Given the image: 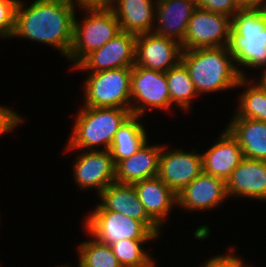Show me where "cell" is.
<instances>
[{"label":"cell","mask_w":266,"mask_h":267,"mask_svg":"<svg viewBox=\"0 0 266 267\" xmlns=\"http://www.w3.org/2000/svg\"><path fill=\"white\" fill-rule=\"evenodd\" d=\"M155 6L159 28L153 32L182 44L197 4L191 0H156Z\"/></svg>","instance_id":"e0dca14e"},{"label":"cell","mask_w":266,"mask_h":267,"mask_svg":"<svg viewBox=\"0 0 266 267\" xmlns=\"http://www.w3.org/2000/svg\"><path fill=\"white\" fill-rule=\"evenodd\" d=\"M259 82H257L263 89L266 90V69H264V72L260 79H258Z\"/></svg>","instance_id":"836d02e7"},{"label":"cell","mask_w":266,"mask_h":267,"mask_svg":"<svg viewBox=\"0 0 266 267\" xmlns=\"http://www.w3.org/2000/svg\"><path fill=\"white\" fill-rule=\"evenodd\" d=\"M132 115L131 108H95L84 106L78 113L73 134L67 147L70 149L97 150L93 147L102 145L103 150H110L115 133ZM92 148V149H91Z\"/></svg>","instance_id":"277c9868"},{"label":"cell","mask_w":266,"mask_h":267,"mask_svg":"<svg viewBox=\"0 0 266 267\" xmlns=\"http://www.w3.org/2000/svg\"><path fill=\"white\" fill-rule=\"evenodd\" d=\"M232 18L196 7L188 23L182 49L226 47L230 40Z\"/></svg>","instance_id":"ba28073f"},{"label":"cell","mask_w":266,"mask_h":267,"mask_svg":"<svg viewBox=\"0 0 266 267\" xmlns=\"http://www.w3.org/2000/svg\"><path fill=\"white\" fill-rule=\"evenodd\" d=\"M75 5L73 0H35L26 9L19 0L12 37L55 46L68 58L73 42Z\"/></svg>","instance_id":"6da1fadb"},{"label":"cell","mask_w":266,"mask_h":267,"mask_svg":"<svg viewBox=\"0 0 266 267\" xmlns=\"http://www.w3.org/2000/svg\"><path fill=\"white\" fill-rule=\"evenodd\" d=\"M19 0H0V38L12 37Z\"/></svg>","instance_id":"83f0119b"},{"label":"cell","mask_w":266,"mask_h":267,"mask_svg":"<svg viewBox=\"0 0 266 267\" xmlns=\"http://www.w3.org/2000/svg\"><path fill=\"white\" fill-rule=\"evenodd\" d=\"M132 68L90 72L84 82L86 107L130 108Z\"/></svg>","instance_id":"8992f818"},{"label":"cell","mask_w":266,"mask_h":267,"mask_svg":"<svg viewBox=\"0 0 266 267\" xmlns=\"http://www.w3.org/2000/svg\"><path fill=\"white\" fill-rule=\"evenodd\" d=\"M136 38V35L122 31L89 53L75 68L90 72L132 68L135 65Z\"/></svg>","instance_id":"30bf717a"},{"label":"cell","mask_w":266,"mask_h":267,"mask_svg":"<svg viewBox=\"0 0 266 267\" xmlns=\"http://www.w3.org/2000/svg\"><path fill=\"white\" fill-rule=\"evenodd\" d=\"M151 240H121L111 244L113 254L122 267H155V262L142 244Z\"/></svg>","instance_id":"4316f807"},{"label":"cell","mask_w":266,"mask_h":267,"mask_svg":"<svg viewBox=\"0 0 266 267\" xmlns=\"http://www.w3.org/2000/svg\"><path fill=\"white\" fill-rule=\"evenodd\" d=\"M166 80L171 106L175 103L182 110H188L191 105V100L197 95V92L185 65L180 61L176 66L170 68L166 72Z\"/></svg>","instance_id":"cb8c5ba5"},{"label":"cell","mask_w":266,"mask_h":267,"mask_svg":"<svg viewBox=\"0 0 266 267\" xmlns=\"http://www.w3.org/2000/svg\"><path fill=\"white\" fill-rule=\"evenodd\" d=\"M193 2H195L196 4H198L199 0H191Z\"/></svg>","instance_id":"e575fe53"},{"label":"cell","mask_w":266,"mask_h":267,"mask_svg":"<svg viewBox=\"0 0 266 267\" xmlns=\"http://www.w3.org/2000/svg\"><path fill=\"white\" fill-rule=\"evenodd\" d=\"M147 142L133 155L116 164L117 183L133 185L141 180L158 176L162 146H150Z\"/></svg>","instance_id":"d6986e66"},{"label":"cell","mask_w":266,"mask_h":267,"mask_svg":"<svg viewBox=\"0 0 266 267\" xmlns=\"http://www.w3.org/2000/svg\"><path fill=\"white\" fill-rule=\"evenodd\" d=\"M79 267H122L110 245L95 239L82 242L79 247Z\"/></svg>","instance_id":"484cf974"},{"label":"cell","mask_w":266,"mask_h":267,"mask_svg":"<svg viewBox=\"0 0 266 267\" xmlns=\"http://www.w3.org/2000/svg\"><path fill=\"white\" fill-rule=\"evenodd\" d=\"M85 150L78 154L74 179L82 189L96 188L98 195L115 180L116 165L109 150Z\"/></svg>","instance_id":"4fadbf2b"},{"label":"cell","mask_w":266,"mask_h":267,"mask_svg":"<svg viewBox=\"0 0 266 267\" xmlns=\"http://www.w3.org/2000/svg\"><path fill=\"white\" fill-rule=\"evenodd\" d=\"M227 197L226 181L202 172L177 194V205L190 211L207 210L215 208Z\"/></svg>","instance_id":"9a60e30c"},{"label":"cell","mask_w":266,"mask_h":267,"mask_svg":"<svg viewBox=\"0 0 266 267\" xmlns=\"http://www.w3.org/2000/svg\"><path fill=\"white\" fill-rule=\"evenodd\" d=\"M148 216L161 228L164 220L177 204V195L158 176L133 184Z\"/></svg>","instance_id":"ffe728a7"},{"label":"cell","mask_w":266,"mask_h":267,"mask_svg":"<svg viewBox=\"0 0 266 267\" xmlns=\"http://www.w3.org/2000/svg\"><path fill=\"white\" fill-rule=\"evenodd\" d=\"M82 9H105L111 8L115 0H73Z\"/></svg>","instance_id":"1f68e13d"},{"label":"cell","mask_w":266,"mask_h":267,"mask_svg":"<svg viewBox=\"0 0 266 267\" xmlns=\"http://www.w3.org/2000/svg\"><path fill=\"white\" fill-rule=\"evenodd\" d=\"M23 120L12 109L0 106V136L10 132Z\"/></svg>","instance_id":"f546056e"},{"label":"cell","mask_w":266,"mask_h":267,"mask_svg":"<svg viewBox=\"0 0 266 267\" xmlns=\"http://www.w3.org/2000/svg\"><path fill=\"white\" fill-rule=\"evenodd\" d=\"M86 219L88 234L107 245L126 239L153 240L157 237L141 221L115 211H92Z\"/></svg>","instance_id":"52a82bcc"},{"label":"cell","mask_w":266,"mask_h":267,"mask_svg":"<svg viewBox=\"0 0 266 267\" xmlns=\"http://www.w3.org/2000/svg\"><path fill=\"white\" fill-rule=\"evenodd\" d=\"M243 158L238 141L225 129L218 141L202 154L203 172L226 181Z\"/></svg>","instance_id":"ac0fdd59"},{"label":"cell","mask_w":266,"mask_h":267,"mask_svg":"<svg viewBox=\"0 0 266 267\" xmlns=\"http://www.w3.org/2000/svg\"><path fill=\"white\" fill-rule=\"evenodd\" d=\"M198 7L233 17L240 9L235 0H199Z\"/></svg>","instance_id":"f1b7e54d"},{"label":"cell","mask_w":266,"mask_h":267,"mask_svg":"<svg viewBox=\"0 0 266 267\" xmlns=\"http://www.w3.org/2000/svg\"><path fill=\"white\" fill-rule=\"evenodd\" d=\"M226 129L238 141L245 158L266 161V122L233 118Z\"/></svg>","instance_id":"7402d4cb"},{"label":"cell","mask_w":266,"mask_h":267,"mask_svg":"<svg viewBox=\"0 0 266 267\" xmlns=\"http://www.w3.org/2000/svg\"><path fill=\"white\" fill-rule=\"evenodd\" d=\"M102 203L95 206L94 211H115L141 221L157 237L160 227L148 216L140 202L133 185L111 183L100 194Z\"/></svg>","instance_id":"5bb4252c"},{"label":"cell","mask_w":266,"mask_h":267,"mask_svg":"<svg viewBox=\"0 0 266 267\" xmlns=\"http://www.w3.org/2000/svg\"><path fill=\"white\" fill-rule=\"evenodd\" d=\"M162 147L158 177L177 195L203 172L202 154L183 150L165 151Z\"/></svg>","instance_id":"7c38bea8"},{"label":"cell","mask_w":266,"mask_h":267,"mask_svg":"<svg viewBox=\"0 0 266 267\" xmlns=\"http://www.w3.org/2000/svg\"><path fill=\"white\" fill-rule=\"evenodd\" d=\"M182 45L154 32L137 35L135 65L166 73L181 61Z\"/></svg>","instance_id":"8fae6325"},{"label":"cell","mask_w":266,"mask_h":267,"mask_svg":"<svg viewBox=\"0 0 266 267\" xmlns=\"http://www.w3.org/2000/svg\"><path fill=\"white\" fill-rule=\"evenodd\" d=\"M131 101L132 115L140 117L144 116L146 108H170L166 73L134 65L131 73Z\"/></svg>","instance_id":"9c48e42d"},{"label":"cell","mask_w":266,"mask_h":267,"mask_svg":"<svg viewBox=\"0 0 266 267\" xmlns=\"http://www.w3.org/2000/svg\"><path fill=\"white\" fill-rule=\"evenodd\" d=\"M227 196L266 200V161L243 158L226 180Z\"/></svg>","instance_id":"2e32d148"},{"label":"cell","mask_w":266,"mask_h":267,"mask_svg":"<svg viewBox=\"0 0 266 267\" xmlns=\"http://www.w3.org/2000/svg\"><path fill=\"white\" fill-rule=\"evenodd\" d=\"M250 85L239 99V109L233 118H249L266 122V90L258 83L254 84L241 77L237 87ZM253 84V85H252Z\"/></svg>","instance_id":"d4e9b609"},{"label":"cell","mask_w":266,"mask_h":267,"mask_svg":"<svg viewBox=\"0 0 266 267\" xmlns=\"http://www.w3.org/2000/svg\"><path fill=\"white\" fill-rule=\"evenodd\" d=\"M153 0H115L110 9L116 15L121 30L134 35L153 32L156 6Z\"/></svg>","instance_id":"44dd1931"},{"label":"cell","mask_w":266,"mask_h":267,"mask_svg":"<svg viewBox=\"0 0 266 267\" xmlns=\"http://www.w3.org/2000/svg\"><path fill=\"white\" fill-rule=\"evenodd\" d=\"M181 62L197 94L235 88L241 78L228 46L183 50Z\"/></svg>","instance_id":"7a4b0ae2"},{"label":"cell","mask_w":266,"mask_h":267,"mask_svg":"<svg viewBox=\"0 0 266 267\" xmlns=\"http://www.w3.org/2000/svg\"><path fill=\"white\" fill-rule=\"evenodd\" d=\"M237 256L229 254L217 255L209 259L204 266L201 267H250L246 266Z\"/></svg>","instance_id":"4dcf8cb0"},{"label":"cell","mask_w":266,"mask_h":267,"mask_svg":"<svg viewBox=\"0 0 266 267\" xmlns=\"http://www.w3.org/2000/svg\"><path fill=\"white\" fill-rule=\"evenodd\" d=\"M139 118L131 115L115 133L109 150L115 165L133 155L148 141L143 124L137 121Z\"/></svg>","instance_id":"603a6c76"},{"label":"cell","mask_w":266,"mask_h":267,"mask_svg":"<svg viewBox=\"0 0 266 267\" xmlns=\"http://www.w3.org/2000/svg\"><path fill=\"white\" fill-rule=\"evenodd\" d=\"M238 72V66L266 67V9L239 10L232 17L228 44Z\"/></svg>","instance_id":"3957f363"},{"label":"cell","mask_w":266,"mask_h":267,"mask_svg":"<svg viewBox=\"0 0 266 267\" xmlns=\"http://www.w3.org/2000/svg\"><path fill=\"white\" fill-rule=\"evenodd\" d=\"M266 0H235L240 10L266 9Z\"/></svg>","instance_id":"d6a6232c"},{"label":"cell","mask_w":266,"mask_h":267,"mask_svg":"<svg viewBox=\"0 0 266 267\" xmlns=\"http://www.w3.org/2000/svg\"><path fill=\"white\" fill-rule=\"evenodd\" d=\"M87 16L79 24L74 20L73 42L67 59L76 67L89 53L101 48L105 43L122 32L116 15L110 8L84 9Z\"/></svg>","instance_id":"5b68a950"}]
</instances>
